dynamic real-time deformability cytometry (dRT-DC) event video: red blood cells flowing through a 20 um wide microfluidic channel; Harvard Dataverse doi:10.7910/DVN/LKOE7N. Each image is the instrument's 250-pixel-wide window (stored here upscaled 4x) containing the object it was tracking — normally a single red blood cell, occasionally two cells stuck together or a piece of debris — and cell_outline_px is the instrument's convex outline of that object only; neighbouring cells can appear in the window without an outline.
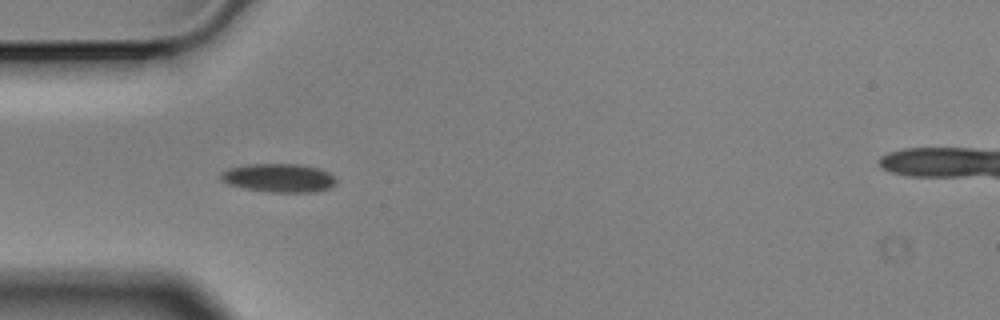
{"species": "Egyptian fruit bat (a non-hibernating species)", "species_latin": "Rousettus aegyptiacus", "temperature_condition": "cold", "stored_images_in_passage": 6, "camera_frame_rate_fps": 3000, "um_per_image_px": 0.085, "animal": {"sex": "male"}, "frame": {"image": 1, "passage_image": 5, "time_ms": 1.333, "image_size_px": [1000, 320], "cell_outline_px": [[336, 184], [328, 188], [316, 192], [268, 192], [244, 188], [228, 184], [220, 180], [220, 172], [228, 168], [248, 164], [300, 164], [320, 168], [328, 172], [336, 180]], "centroid_in_image_um": [23.68, 15.12], "position_along_channel_um": 61.3, "area_um2": 19.36}}
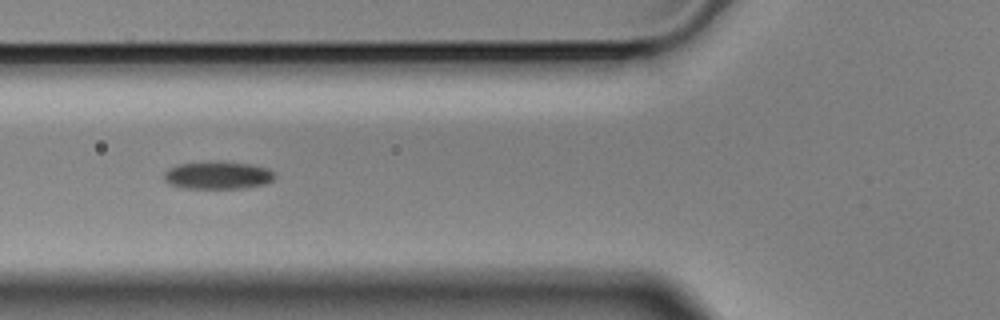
{"frame": {"image": 2, "passage_image": 6, "time_ms": 1.667, "image_size_px": [1000, 320], "cell_outline_px": [[276, 176], [272, 180], [264, 184], [244, 188], [184, 188], [168, 184], [164, 180], [164, 172], [168, 168], [176, 164], [248, 164], [268, 168], [276, 172]], "centroid_in_image_um": [18.51, 14.94], "position_along_channel_um": 107.3, "area_um2": 17.17}}